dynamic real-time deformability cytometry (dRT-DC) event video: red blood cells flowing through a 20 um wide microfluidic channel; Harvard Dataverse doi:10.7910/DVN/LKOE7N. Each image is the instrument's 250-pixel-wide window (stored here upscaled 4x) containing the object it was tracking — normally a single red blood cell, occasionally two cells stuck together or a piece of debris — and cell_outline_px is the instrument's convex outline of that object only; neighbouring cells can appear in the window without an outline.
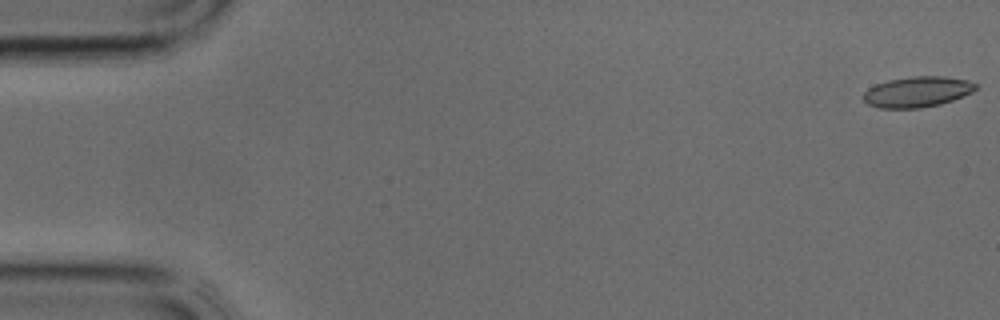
{"species": "common noctule bat (a hibernating species)", "species_latin": "Nyctalus noctula", "temperature_condition": "cold", "stored_images_in_passage": 39, "camera_frame_rate_fps": 3000, "um_per_image_px": 0.085, "animal": {"sex": "male", "body_mass_g": 17.9, "forearm_length_mm": 54.2}, "frame": {"image": 1, "passage_image": 1, "time_ms": 0.0, "image_size_px": [1000, 320], "cell_outline_px": [[976, 88], [972, 92], [952, 100], [940, 104], [920, 108], [880, 108], [868, 104], [864, 100], [864, 92], [868, 88], [876, 84], [888, 80], [912, 76], [944, 76], [968, 80], [976, 84]], "centroid_in_image_um": [77.96, 7.8], "position_along_channel_um": 7.0, "area_um2": 19.94}}
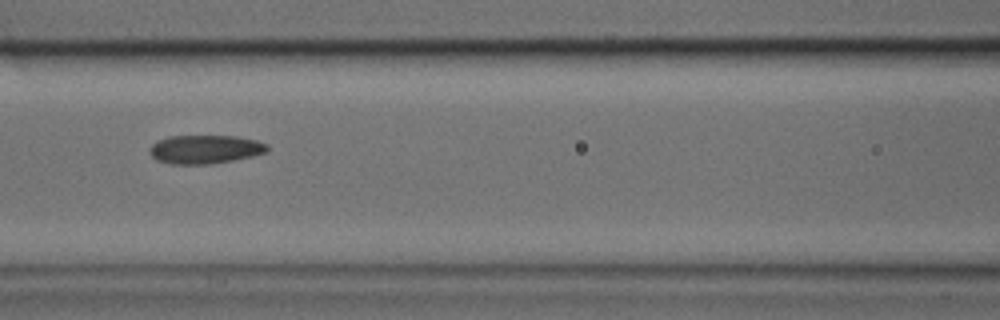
{"frame": {"image": 2, "passage_image": 17, "time_ms": 5.333, "image_size_px": [1000, 320], "cell_outline_px": [[268, 148], [264, 152], [252, 156], [232, 160], [208, 164], [168, 164], [156, 160], [148, 152], [148, 148], [152, 144], [168, 136], [236, 136], [256, 140], [268, 144]], "centroid_in_image_um": [17.38, 12.69], "position_along_channel_um": 149.2, "area_um2": 19.59}}
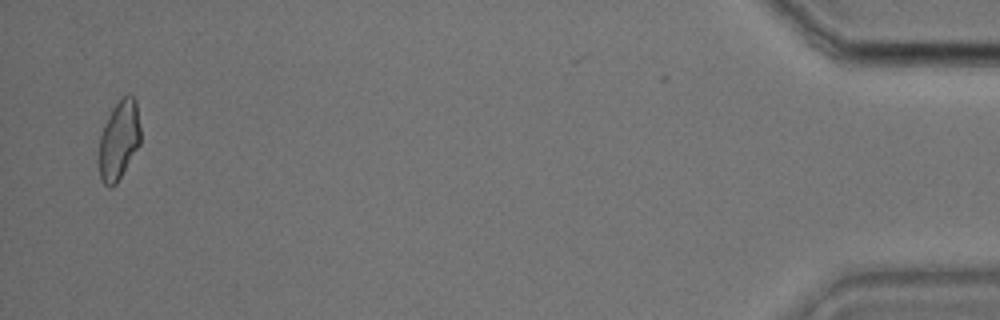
{"frame": {"image": 3, "passage_image": 38, "time_ms": 12.333, "image_size_px": [1000, 320], "cell_outline_px": [[140, 144], [116, 184], [112, 188], [108, 188], [100, 180], [96, 160], [100, 136], [104, 124], [112, 108], [128, 92], [136, 100], [140, 128]], "centroid_in_image_um": [10.06, 11.96], "position_along_channel_um": 425.1, "area_um2": 19.65}}